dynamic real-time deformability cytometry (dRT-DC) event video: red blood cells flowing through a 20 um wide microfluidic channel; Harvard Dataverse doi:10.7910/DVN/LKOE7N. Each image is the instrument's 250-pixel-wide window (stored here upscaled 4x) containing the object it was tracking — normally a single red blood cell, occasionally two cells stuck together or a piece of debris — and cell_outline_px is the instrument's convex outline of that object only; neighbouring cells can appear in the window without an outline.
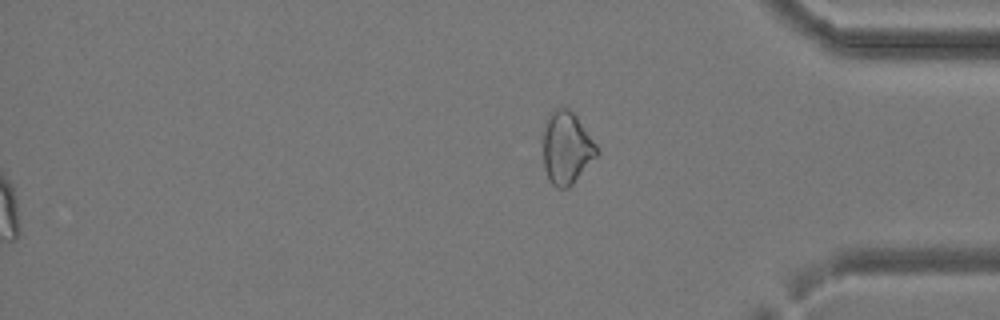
{"species": "common noctule bat (a hibernating species)", "species_latin": "Nyctalus noctula", "temperature_condition": "cold", "stored_images_in_passage": 39, "segment_of_instrument_passage": [2, 2], "camera_frame_rate_fps": 3000, "um_per_image_px": 0.085, "animal": {"sex": "female", "body_mass_g": 24.6, "forearm_length_mm": 56.2}, "frame": {"image": 1, "passage_image": 39, "time_ms": 12.667, "image_size_px": [1000, 320], "cell_outline_px": [[600, 152], [572, 184], [568, 188], [556, 188], [552, 184], [544, 168], [544, 120], [556, 108], [568, 108], [576, 116], [600, 148]], "centroid_in_image_um": [48.17, 12.57], "position_along_channel_um": 387.0, "area_um2": 22.6}}